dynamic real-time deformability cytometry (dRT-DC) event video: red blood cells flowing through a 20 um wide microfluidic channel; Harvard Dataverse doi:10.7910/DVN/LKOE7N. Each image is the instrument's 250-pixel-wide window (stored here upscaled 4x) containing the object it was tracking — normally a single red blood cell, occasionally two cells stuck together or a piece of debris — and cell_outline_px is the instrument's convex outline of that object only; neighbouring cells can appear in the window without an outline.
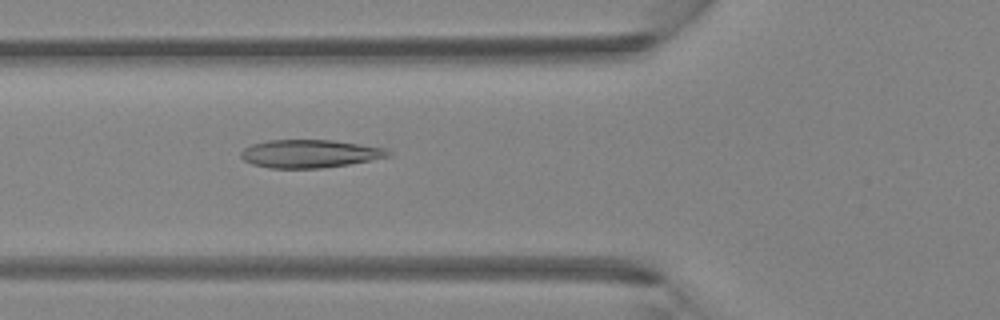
{"species": "Egyptian fruit bat (a non-hibernating species)", "species_latin": "Rousettus aegyptiacus", "temperature_condition": "room temperature", "stored_images_in_passage": 46, "camera_frame_rate_fps": 3000, "um_per_image_px": 0.085, "animal": {"sex": "female"}, "frame": {"image": 1, "passage_image": 17, "time_ms": 5.333, "image_size_px": [1000, 320], "cell_outline_px": [[392, 156], [348, 164], [320, 168], [272, 168], [252, 164], [244, 160], [240, 156], [240, 152], [244, 148], [252, 144], [268, 140], [332, 140], [388, 148], [392, 152]], "centroid_in_image_um": [26.36, 13.06], "position_along_channel_um": 99.4, "area_um2": 24.1}}
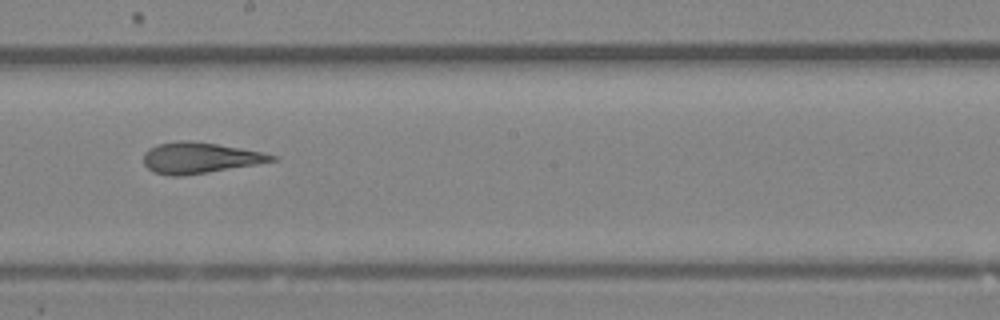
{"frame": {"image": 2, "passage_image": 26, "time_ms": 8.333, "image_size_px": [1000, 320], "cell_outline_px": [[280, 160], [184, 176], [168, 176], [152, 172], [144, 164], [144, 152], [148, 148], [156, 144], [180, 140], [188, 140], [216, 144], [264, 152], [276, 156]], "centroid_in_image_um": [16.95, 13.42], "position_along_channel_um": 231.2, "area_um2": 23.24}}
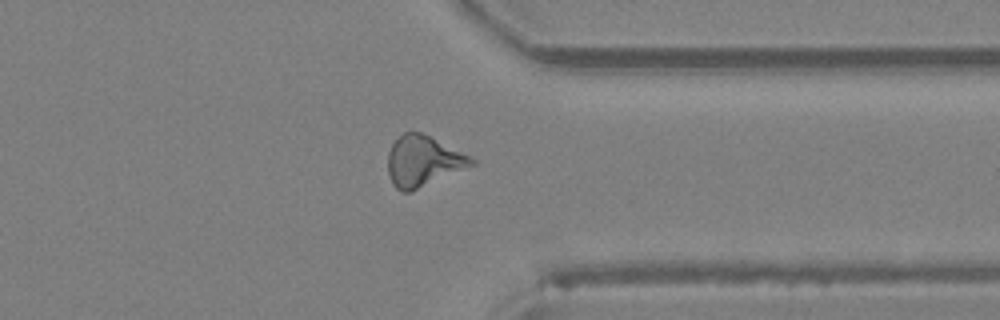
{"frame": {"image": 3, "passage_image": 36, "time_ms": 11.667, "image_size_px": [1000, 320], "cell_outline_px": [[476, 164], [412, 192], [400, 192], [392, 184], [388, 176], [388, 152], [392, 144], [404, 132], [420, 132], [472, 156], [476, 160]], "centroid_in_image_um": [35.97, 13.73], "position_along_channel_um": 375.4, "area_um2": 24.85}}